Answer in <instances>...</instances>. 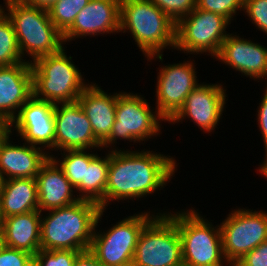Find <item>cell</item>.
Wrapping results in <instances>:
<instances>
[{
  "instance_id": "8d00e7d4",
  "label": "cell",
  "mask_w": 267,
  "mask_h": 266,
  "mask_svg": "<svg viewBox=\"0 0 267 266\" xmlns=\"http://www.w3.org/2000/svg\"><path fill=\"white\" fill-rule=\"evenodd\" d=\"M10 133L9 123L0 118V142Z\"/></svg>"
},
{
  "instance_id": "30bf717a",
  "label": "cell",
  "mask_w": 267,
  "mask_h": 266,
  "mask_svg": "<svg viewBox=\"0 0 267 266\" xmlns=\"http://www.w3.org/2000/svg\"><path fill=\"white\" fill-rule=\"evenodd\" d=\"M228 216L218 227L225 261L233 266L267 240V213L238 209Z\"/></svg>"
},
{
  "instance_id": "5bb4252c",
  "label": "cell",
  "mask_w": 267,
  "mask_h": 266,
  "mask_svg": "<svg viewBox=\"0 0 267 266\" xmlns=\"http://www.w3.org/2000/svg\"><path fill=\"white\" fill-rule=\"evenodd\" d=\"M55 104L32 96L10 122L27 144L55 149ZM15 123V124H14Z\"/></svg>"
},
{
  "instance_id": "f546056e",
  "label": "cell",
  "mask_w": 267,
  "mask_h": 266,
  "mask_svg": "<svg viewBox=\"0 0 267 266\" xmlns=\"http://www.w3.org/2000/svg\"><path fill=\"white\" fill-rule=\"evenodd\" d=\"M175 23L196 8V0H151Z\"/></svg>"
},
{
  "instance_id": "d590c367",
  "label": "cell",
  "mask_w": 267,
  "mask_h": 266,
  "mask_svg": "<svg viewBox=\"0 0 267 266\" xmlns=\"http://www.w3.org/2000/svg\"><path fill=\"white\" fill-rule=\"evenodd\" d=\"M25 4L48 10L57 0H22Z\"/></svg>"
},
{
  "instance_id": "e575fe53",
  "label": "cell",
  "mask_w": 267,
  "mask_h": 266,
  "mask_svg": "<svg viewBox=\"0 0 267 266\" xmlns=\"http://www.w3.org/2000/svg\"><path fill=\"white\" fill-rule=\"evenodd\" d=\"M74 266H105L96 256L88 249L81 251L75 259Z\"/></svg>"
},
{
  "instance_id": "44dd1931",
  "label": "cell",
  "mask_w": 267,
  "mask_h": 266,
  "mask_svg": "<svg viewBox=\"0 0 267 266\" xmlns=\"http://www.w3.org/2000/svg\"><path fill=\"white\" fill-rule=\"evenodd\" d=\"M118 95H108L98 85L88 84L77 99L101 143L109 137L114 124Z\"/></svg>"
},
{
  "instance_id": "5b68a950",
  "label": "cell",
  "mask_w": 267,
  "mask_h": 266,
  "mask_svg": "<svg viewBox=\"0 0 267 266\" xmlns=\"http://www.w3.org/2000/svg\"><path fill=\"white\" fill-rule=\"evenodd\" d=\"M59 52L39 57L31 62L33 96L54 104L77 101L88 86L81 72L67 57ZM84 83V84H83ZM43 96V97H41Z\"/></svg>"
},
{
  "instance_id": "d4e9b609",
  "label": "cell",
  "mask_w": 267,
  "mask_h": 266,
  "mask_svg": "<svg viewBox=\"0 0 267 266\" xmlns=\"http://www.w3.org/2000/svg\"><path fill=\"white\" fill-rule=\"evenodd\" d=\"M0 6V66L24 62L18 47L16 34L6 12Z\"/></svg>"
},
{
  "instance_id": "9a60e30c",
  "label": "cell",
  "mask_w": 267,
  "mask_h": 266,
  "mask_svg": "<svg viewBox=\"0 0 267 266\" xmlns=\"http://www.w3.org/2000/svg\"><path fill=\"white\" fill-rule=\"evenodd\" d=\"M225 91L222 85L199 84L187 95L183 106L169 122H179L188 116L202 130L211 132L218 125L224 110Z\"/></svg>"
},
{
  "instance_id": "8fae6325",
  "label": "cell",
  "mask_w": 267,
  "mask_h": 266,
  "mask_svg": "<svg viewBox=\"0 0 267 266\" xmlns=\"http://www.w3.org/2000/svg\"><path fill=\"white\" fill-rule=\"evenodd\" d=\"M160 119L164 120L162 116L153 114L142 96L121 92L117 96L114 124L109 137L102 143V148L109 147L117 138L135 142L158 135Z\"/></svg>"
},
{
  "instance_id": "7a4b0ae2",
  "label": "cell",
  "mask_w": 267,
  "mask_h": 266,
  "mask_svg": "<svg viewBox=\"0 0 267 266\" xmlns=\"http://www.w3.org/2000/svg\"><path fill=\"white\" fill-rule=\"evenodd\" d=\"M48 211L51 213L41 218L40 249L73 251L90 248L104 212L98 203L84 199Z\"/></svg>"
},
{
  "instance_id": "7402d4cb",
  "label": "cell",
  "mask_w": 267,
  "mask_h": 266,
  "mask_svg": "<svg viewBox=\"0 0 267 266\" xmlns=\"http://www.w3.org/2000/svg\"><path fill=\"white\" fill-rule=\"evenodd\" d=\"M41 212L39 210L3 219L2 237L6 247L35 255L40 250Z\"/></svg>"
},
{
  "instance_id": "f35d334b",
  "label": "cell",
  "mask_w": 267,
  "mask_h": 266,
  "mask_svg": "<svg viewBox=\"0 0 267 266\" xmlns=\"http://www.w3.org/2000/svg\"><path fill=\"white\" fill-rule=\"evenodd\" d=\"M4 247H5V243H4L2 235H0V253L3 250Z\"/></svg>"
},
{
  "instance_id": "603a6c76",
  "label": "cell",
  "mask_w": 267,
  "mask_h": 266,
  "mask_svg": "<svg viewBox=\"0 0 267 266\" xmlns=\"http://www.w3.org/2000/svg\"><path fill=\"white\" fill-rule=\"evenodd\" d=\"M36 210H39L36 178L2 180L0 212L3 219Z\"/></svg>"
},
{
  "instance_id": "2e32d148",
  "label": "cell",
  "mask_w": 267,
  "mask_h": 266,
  "mask_svg": "<svg viewBox=\"0 0 267 266\" xmlns=\"http://www.w3.org/2000/svg\"><path fill=\"white\" fill-rule=\"evenodd\" d=\"M31 62L0 66V118L9 124L33 96Z\"/></svg>"
},
{
  "instance_id": "60d3db41",
  "label": "cell",
  "mask_w": 267,
  "mask_h": 266,
  "mask_svg": "<svg viewBox=\"0 0 267 266\" xmlns=\"http://www.w3.org/2000/svg\"><path fill=\"white\" fill-rule=\"evenodd\" d=\"M179 266H189V265H186V264H183V263H182V264H181V265H179Z\"/></svg>"
},
{
  "instance_id": "74e56055",
  "label": "cell",
  "mask_w": 267,
  "mask_h": 266,
  "mask_svg": "<svg viewBox=\"0 0 267 266\" xmlns=\"http://www.w3.org/2000/svg\"><path fill=\"white\" fill-rule=\"evenodd\" d=\"M265 161L263 162L264 164L261 165L259 171L260 173H262V175H264L265 177H267V157H265Z\"/></svg>"
},
{
  "instance_id": "484cf974",
  "label": "cell",
  "mask_w": 267,
  "mask_h": 266,
  "mask_svg": "<svg viewBox=\"0 0 267 266\" xmlns=\"http://www.w3.org/2000/svg\"><path fill=\"white\" fill-rule=\"evenodd\" d=\"M65 152L67 153L61 162L56 160L55 157H50L62 169L72 186L77 188L82 181H85L86 167L91 162V154H87L85 149L65 150Z\"/></svg>"
},
{
  "instance_id": "4dcf8cb0",
  "label": "cell",
  "mask_w": 267,
  "mask_h": 266,
  "mask_svg": "<svg viewBox=\"0 0 267 266\" xmlns=\"http://www.w3.org/2000/svg\"><path fill=\"white\" fill-rule=\"evenodd\" d=\"M244 9L252 22L267 33V0H244Z\"/></svg>"
},
{
  "instance_id": "7c38bea8",
  "label": "cell",
  "mask_w": 267,
  "mask_h": 266,
  "mask_svg": "<svg viewBox=\"0 0 267 266\" xmlns=\"http://www.w3.org/2000/svg\"><path fill=\"white\" fill-rule=\"evenodd\" d=\"M193 63L166 65L159 70L156 115L169 121L183 106L187 95L199 84Z\"/></svg>"
},
{
  "instance_id": "ffe728a7",
  "label": "cell",
  "mask_w": 267,
  "mask_h": 266,
  "mask_svg": "<svg viewBox=\"0 0 267 266\" xmlns=\"http://www.w3.org/2000/svg\"><path fill=\"white\" fill-rule=\"evenodd\" d=\"M36 182L40 212L65 207L80 200L78 196L72 198L74 187L51 157L42 165Z\"/></svg>"
},
{
  "instance_id": "4fadbf2b",
  "label": "cell",
  "mask_w": 267,
  "mask_h": 266,
  "mask_svg": "<svg viewBox=\"0 0 267 266\" xmlns=\"http://www.w3.org/2000/svg\"><path fill=\"white\" fill-rule=\"evenodd\" d=\"M55 104V149L78 150L102 147L78 101Z\"/></svg>"
},
{
  "instance_id": "1f68e13d",
  "label": "cell",
  "mask_w": 267,
  "mask_h": 266,
  "mask_svg": "<svg viewBox=\"0 0 267 266\" xmlns=\"http://www.w3.org/2000/svg\"><path fill=\"white\" fill-rule=\"evenodd\" d=\"M33 257L28 252L5 246L0 253V266H31Z\"/></svg>"
},
{
  "instance_id": "e0dca14e",
  "label": "cell",
  "mask_w": 267,
  "mask_h": 266,
  "mask_svg": "<svg viewBox=\"0 0 267 266\" xmlns=\"http://www.w3.org/2000/svg\"><path fill=\"white\" fill-rule=\"evenodd\" d=\"M121 0H90L63 34L64 42L80 36L120 32Z\"/></svg>"
},
{
  "instance_id": "52a82bcc",
  "label": "cell",
  "mask_w": 267,
  "mask_h": 266,
  "mask_svg": "<svg viewBox=\"0 0 267 266\" xmlns=\"http://www.w3.org/2000/svg\"><path fill=\"white\" fill-rule=\"evenodd\" d=\"M159 215L143 228L132 266H179L183 263L177 225L167 214Z\"/></svg>"
},
{
  "instance_id": "8992f818",
  "label": "cell",
  "mask_w": 267,
  "mask_h": 266,
  "mask_svg": "<svg viewBox=\"0 0 267 266\" xmlns=\"http://www.w3.org/2000/svg\"><path fill=\"white\" fill-rule=\"evenodd\" d=\"M177 225L181 238L182 262L189 266H223L220 227L213 228L193 209L167 214Z\"/></svg>"
},
{
  "instance_id": "6da1fadb",
  "label": "cell",
  "mask_w": 267,
  "mask_h": 266,
  "mask_svg": "<svg viewBox=\"0 0 267 266\" xmlns=\"http://www.w3.org/2000/svg\"><path fill=\"white\" fill-rule=\"evenodd\" d=\"M175 167L172 157L150 151H111L105 207L109 200L140 198L153 193L170 180Z\"/></svg>"
},
{
  "instance_id": "836d02e7",
  "label": "cell",
  "mask_w": 267,
  "mask_h": 266,
  "mask_svg": "<svg viewBox=\"0 0 267 266\" xmlns=\"http://www.w3.org/2000/svg\"><path fill=\"white\" fill-rule=\"evenodd\" d=\"M258 121L260 124L259 127L261 129V134L264 139V144L266 147V157H267V88L265 91V94L263 96V99L261 101V104L259 106L258 110Z\"/></svg>"
},
{
  "instance_id": "d6a6232c",
  "label": "cell",
  "mask_w": 267,
  "mask_h": 266,
  "mask_svg": "<svg viewBox=\"0 0 267 266\" xmlns=\"http://www.w3.org/2000/svg\"><path fill=\"white\" fill-rule=\"evenodd\" d=\"M233 266H267V240L245 254Z\"/></svg>"
},
{
  "instance_id": "4316f807",
  "label": "cell",
  "mask_w": 267,
  "mask_h": 266,
  "mask_svg": "<svg viewBox=\"0 0 267 266\" xmlns=\"http://www.w3.org/2000/svg\"><path fill=\"white\" fill-rule=\"evenodd\" d=\"M90 0H57L47 11L55 27L64 34L73 24L78 13Z\"/></svg>"
},
{
  "instance_id": "3957f363",
  "label": "cell",
  "mask_w": 267,
  "mask_h": 266,
  "mask_svg": "<svg viewBox=\"0 0 267 266\" xmlns=\"http://www.w3.org/2000/svg\"><path fill=\"white\" fill-rule=\"evenodd\" d=\"M125 29L148 59L161 61L164 47H175L176 23L151 0L120 1V31Z\"/></svg>"
},
{
  "instance_id": "ac0fdd59",
  "label": "cell",
  "mask_w": 267,
  "mask_h": 266,
  "mask_svg": "<svg viewBox=\"0 0 267 266\" xmlns=\"http://www.w3.org/2000/svg\"><path fill=\"white\" fill-rule=\"evenodd\" d=\"M216 57L250 78L267 76V48L239 36L228 34Z\"/></svg>"
},
{
  "instance_id": "d6986e66",
  "label": "cell",
  "mask_w": 267,
  "mask_h": 266,
  "mask_svg": "<svg viewBox=\"0 0 267 266\" xmlns=\"http://www.w3.org/2000/svg\"><path fill=\"white\" fill-rule=\"evenodd\" d=\"M8 133L0 142V177L2 180L11 178H36L42 165L51 155L33 145H12ZM30 145V146H29ZM7 178H5L6 176Z\"/></svg>"
},
{
  "instance_id": "ba28073f",
  "label": "cell",
  "mask_w": 267,
  "mask_h": 266,
  "mask_svg": "<svg viewBox=\"0 0 267 266\" xmlns=\"http://www.w3.org/2000/svg\"><path fill=\"white\" fill-rule=\"evenodd\" d=\"M153 218L145 212L123 219L104 234L94 231L89 250L105 266H132L138 238Z\"/></svg>"
},
{
  "instance_id": "9c48e42d",
  "label": "cell",
  "mask_w": 267,
  "mask_h": 266,
  "mask_svg": "<svg viewBox=\"0 0 267 266\" xmlns=\"http://www.w3.org/2000/svg\"><path fill=\"white\" fill-rule=\"evenodd\" d=\"M229 21L214 12L195 8L176 22L175 49L188 53L209 52L217 56Z\"/></svg>"
},
{
  "instance_id": "83f0119b",
  "label": "cell",
  "mask_w": 267,
  "mask_h": 266,
  "mask_svg": "<svg viewBox=\"0 0 267 266\" xmlns=\"http://www.w3.org/2000/svg\"><path fill=\"white\" fill-rule=\"evenodd\" d=\"M81 251L73 250H42L33 257L35 266H74L76 256Z\"/></svg>"
},
{
  "instance_id": "f1b7e54d",
  "label": "cell",
  "mask_w": 267,
  "mask_h": 266,
  "mask_svg": "<svg viewBox=\"0 0 267 266\" xmlns=\"http://www.w3.org/2000/svg\"><path fill=\"white\" fill-rule=\"evenodd\" d=\"M243 5L244 0H196V8L219 14L229 22L239 8L243 9Z\"/></svg>"
},
{
  "instance_id": "ab89813d",
  "label": "cell",
  "mask_w": 267,
  "mask_h": 266,
  "mask_svg": "<svg viewBox=\"0 0 267 266\" xmlns=\"http://www.w3.org/2000/svg\"><path fill=\"white\" fill-rule=\"evenodd\" d=\"M2 227H3V218H2L1 212H0V235H2Z\"/></svg>"
},
{
  "instance_id": "277c9868",
  "label": "cell",
  "mask_w": 267,
  "mask_h": 266,
  "mask_svg": "<svg viewBox=\"0 0 267 266\" xmlns=\"http://www.w3.org/2000/svg\"><path fill=\"white\" fill-rule=\"evenodd\" d=\"M5 4L22 56L26 51L34 61L63 48V34L52 23L46 9L25 4L22 0H11Z\"/></svg>"
},
{
  "instance_id": "cb8c5ba5",
  "label": "cell",
  "mask_w": 267,
  "mask_h": 266,
  "mask_svg": "<svg viewBox=\"0 0 267 266\" xmlns=\"http://www.w3.org/2000/svg\"><path fill=\"white\" fill-rule=\"evenodd\" d=\"M110 165V153L105 158L91 153V162L86 167L85 181L76 188L82 193L80 199L91 200L99 204L102 210L105 208V190Z\"/></svg>"
}]
</instances>
